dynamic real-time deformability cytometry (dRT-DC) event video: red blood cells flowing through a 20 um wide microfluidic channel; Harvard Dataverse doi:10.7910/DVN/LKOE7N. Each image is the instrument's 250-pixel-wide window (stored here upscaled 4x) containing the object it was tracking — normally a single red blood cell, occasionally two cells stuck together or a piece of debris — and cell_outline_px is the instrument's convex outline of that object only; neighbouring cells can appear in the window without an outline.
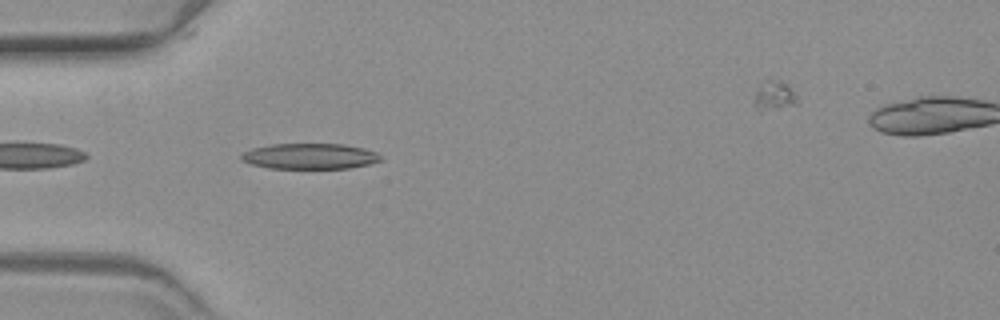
{"species": "common noctule bat (a hibernating species)", "species_latin": "Nyctalus noctula", "temperature_condition": "warm", "stored_images_in_passage": 27, "camera_frame_rate_fps": 3000, "um_per_image_px": 0.085, "animal": {"sex": "female", "body_mass_g": 19.3, "forearm_length_mm": 54.1}, "frame": {"image": 1, "passage_image": 2, "time_ms": 0.333, "image_size_px": [1000, 320], "cell_outline_px": [[384, 160], [368, 164], [348, 168], [268, 168], [248, 164], [240, 160], [240, 156], [244, 152], [252, 148], [272, 144], [344, 144], [364, 148], [376, 152]], "centroid_in_image_um": [26.31, 13.28], "position_along_channel_um": 58.7, "area_um2": 20.92}}
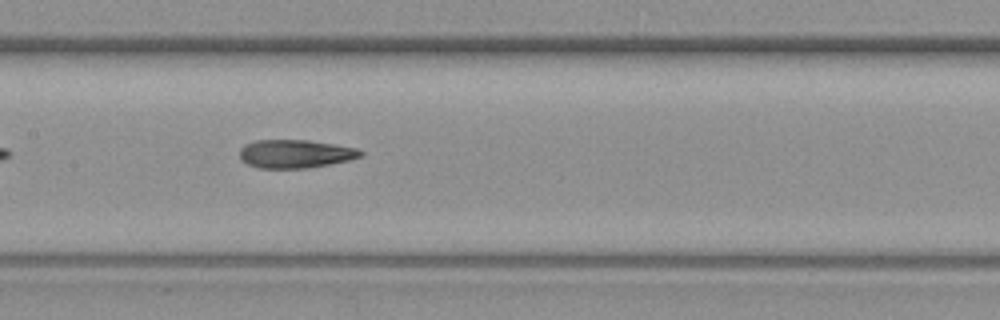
{"frame": {"image": 2, "passage_image": 13, "time_ms": 4.0, "image_size_px": [1000, 320], "cell_outline_px": [[364, 156], [332, 164], [308, 168], [260, 168], [248, 164], [240, 160], [240, 148], [244, 144], [256, 140], [308, 140], [336, 144], [356, 148], [364, 152]], "centroid_in_image_um": [25.12, 13.07], "position_along_channel_um": 182.3, "area_um2": 20.17}}
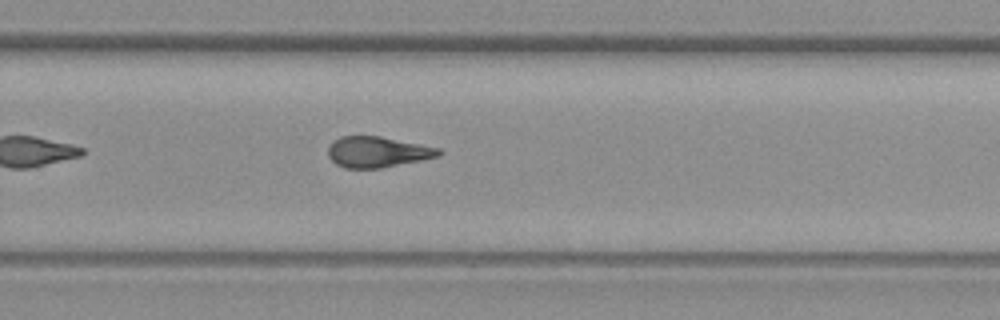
{"frame": {"image": 3, "passage_image": 23, "time_ms": 7.333, "image_size_px": [1000, 320], "cell_outline_px": [[444, 152], [440, 156], [380, 168], [344, 168], [336, 164], [328, 156], [328, 148], [332, 140], [340, 136], [380, 136], [440, 148]], "centroid_in_image_um": [32.07, 12.91], "position_along_channel_um": 297.7, "area_um2": 19.88}}